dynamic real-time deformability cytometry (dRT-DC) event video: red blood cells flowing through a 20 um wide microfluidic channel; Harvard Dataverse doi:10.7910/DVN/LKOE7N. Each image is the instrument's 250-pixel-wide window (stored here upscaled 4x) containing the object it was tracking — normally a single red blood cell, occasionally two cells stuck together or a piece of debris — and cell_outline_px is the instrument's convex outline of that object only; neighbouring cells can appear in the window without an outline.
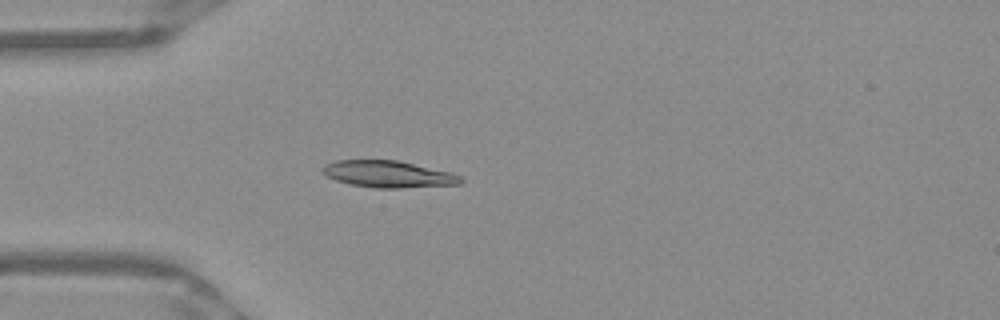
{"species": "Egyptian fruit bat (a non-hibernating species)", "species_latin": "Rousettus aegyptiacus", "temperature_condition": "warm", "stored_images_in_passage": 44, "camera_frame_rate_fps": 3000, "um_per_image_px": 0.085, "frame": {"image": 1, "passage_image": 12, "time_ms": 3.667, "image_size_px": [1000, 320], "cell_outline_px": [[464, 180], [460, 184], [400, 188], [376, 188], [352, 184], [336, 180], [324, 176], [320, 172], [320, 168], [336, 160], [396, 160], [452, 172], [460, 176]], "centroid_in_image_um": [32.99, 14.8], "position_along_channel_um": 52.0, "area_um2": 21.56}}
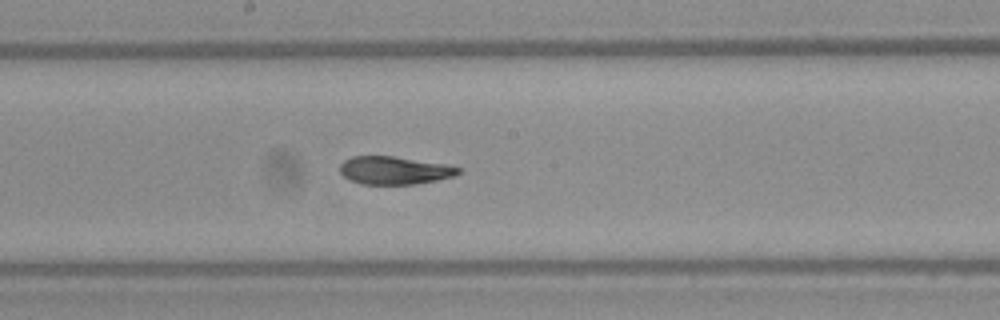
{"frame": {"image": 2, "passage_image": 25, "time_ms": 8.0, "image_size_px": [1000, 320], "cell_outline_px": [[460, 172], [456, 176], [436, 180], [412, 184], [360, 184], [344, 176], [340, 172], [340, 164], [344, 160], [352, 156], [392, 156], [448, 164], [460, 168]], "centroid_in_image_um": [33.53, 14.47], "position_along_channel_um": 214.7, "area_um2": 19.25}}
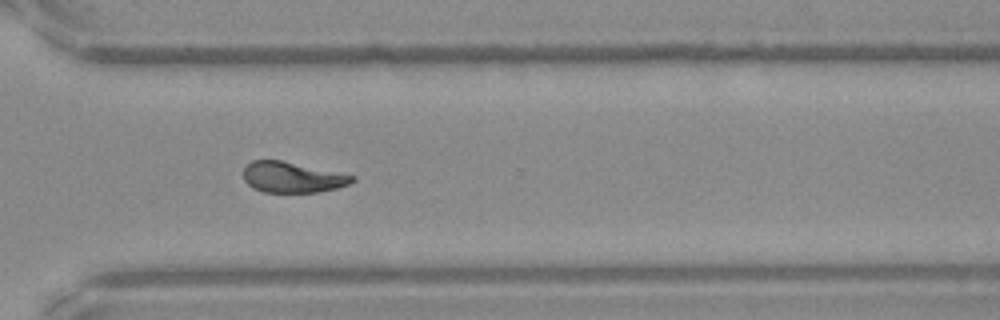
{"frame": {"image": 3, "passage_image": 35, "time_ms": 11.333, "image_size_px": [1000, 320], "cell_outline_px": [[356, 180], [348, 184], [336, 188], [316, 192], [264, 192], [252, 188], [244, 180], [244, 168], [252, 160], [280, 160], [356, 176]], "centroid_in_image_um": [24.83, 15.07], "position_along_channel_um": 345.8, "area_um2": 19.25}, "authors_computed_cell_mechanics": {"area_um2": 20.3745, "velocity_mm_per_s": 3.9415, "shape_relaxation_time_tau1_ms": 6.7134, "shape_relaxation_time_tau2_ms": 1.6192, "deformation_change_tau1": 0.2169, "deformation_change_tau2": 0.0729}}